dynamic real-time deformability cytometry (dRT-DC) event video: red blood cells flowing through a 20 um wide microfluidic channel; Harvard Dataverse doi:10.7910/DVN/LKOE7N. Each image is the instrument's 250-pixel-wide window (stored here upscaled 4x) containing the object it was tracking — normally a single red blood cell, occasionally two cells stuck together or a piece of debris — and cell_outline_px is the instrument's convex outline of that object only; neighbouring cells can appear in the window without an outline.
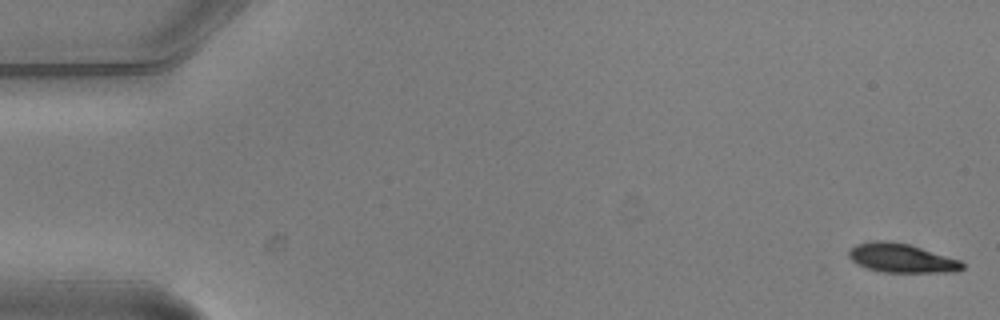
{"species": "common noctule bat (a hibernating species)", "species_latin": "Nyctalus noctula", "temperature_condition": "warm", "stored_images_in_passage": 5, "camera_frame_rate_fps": 3000, "um_per_image_px": 0.085, "animal": {"sex": "male", "body_mass_g": 20.5, "forearm_length_mm": 52.5}, "frame": {"image": 1, "passage_image": 1, "time_ms": 0.0, "image_size_px": [1000, 320], "cell_outline_px": [[964, 268], [956, 272], [884, 272], [868, 268], [856, 264], [848, 256], [848, 252], [856, 244], [868, 240], [888, 240], [908, 244], [960, 260], [964, 264]], "centroid_in_image_um": [76.61, 21.93], "position_along_channel_um": 8.4, "area_um2": 19.19}}
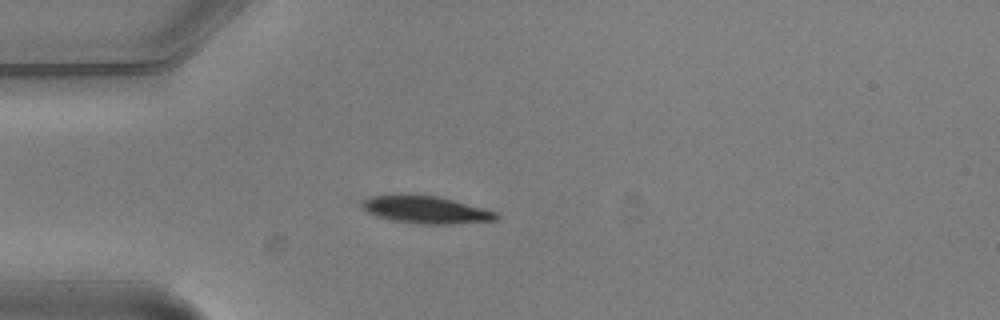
{"frame": {"image": 2, "passage_image": 5, "time_ms": 1.333, "image_size_px": [1000, 320], "cell_outline_px": [[500, 216], [496, 220], [448, 224], [420, 224], [392, 220], [376, 216], [360, 208], [360, 200], [368, 196], [436, 196], [452, 200], [496, 212]], "centroid_in_image_um": [36.14, 17.85], "position_along_channel_um": 48.9, "area_um2": 20.92}}